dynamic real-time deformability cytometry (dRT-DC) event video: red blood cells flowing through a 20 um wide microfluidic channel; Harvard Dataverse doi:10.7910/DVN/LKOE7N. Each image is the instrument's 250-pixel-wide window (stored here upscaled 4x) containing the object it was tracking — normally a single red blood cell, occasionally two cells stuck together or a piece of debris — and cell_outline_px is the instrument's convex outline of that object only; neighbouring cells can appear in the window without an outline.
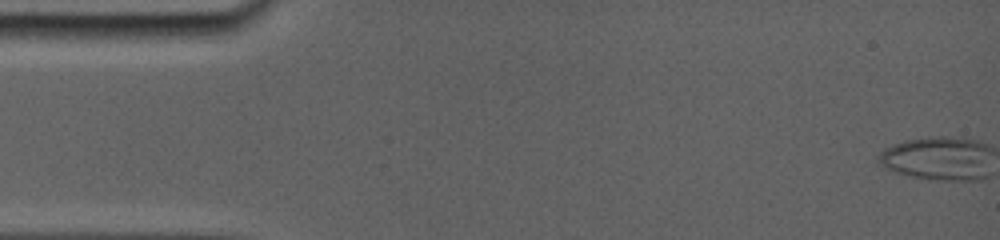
{"species": "common noctule bat (a hibernating species)", "species_latin": "Nyctalus noctula", "temperature_condition": "room temperature", "stored_images_in_passage": 5, "camera_frame_rate_fps": 5000, "um_per_image_px": 0.085, "animal": {"sex": "female", "body_mass_g": 19.0, "forearm_length_mm": 56.7}, "frame": {"image": 1, "passage_image": 1, "time_ms": 0.0, "image_size_px": [1000, 240], "cell_outline_px": [[984, 176], [968, 180], [916, 176], [900, 172], [892, 168], [888, 164], [888, 152], [892, 148], [916, 140], [960, 140], [980, 144]], "centroid_in_image_um": [79.76, 13.54], "position_along_channel_um": 5.2, "area_um2": 23.24}}